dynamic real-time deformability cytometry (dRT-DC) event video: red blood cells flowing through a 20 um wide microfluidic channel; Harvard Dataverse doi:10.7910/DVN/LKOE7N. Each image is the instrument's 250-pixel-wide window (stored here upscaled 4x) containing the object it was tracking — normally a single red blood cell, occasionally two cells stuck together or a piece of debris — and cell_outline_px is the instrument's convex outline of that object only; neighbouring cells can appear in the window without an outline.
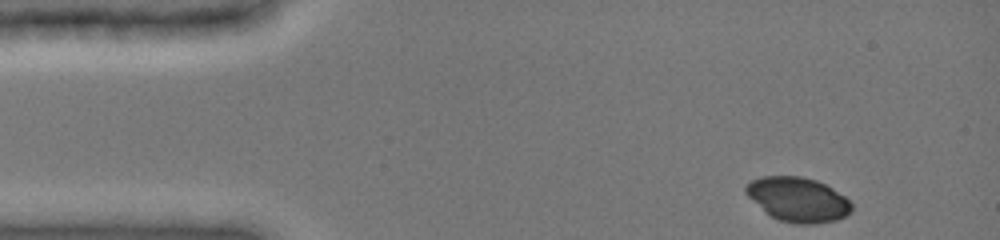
{"species": "common noctule bat (a hibernating species)", "species_latin": "Nyctalus noctula", "temperature_condition": "cold", "stored_images_in_passage": 39, "camera_frame_rate_fps": 3000, "um_per_image_px": 0.085, "animal": {"sex": "female", "body_mass_g": 19.0, "forearm_length_mm": 51.5}, "frame": {"image": 1, "passage_image": 1, "time_ms": 0.0, "image_size_px": [1000, 240], "cell_outline_px": [[852, 212], [836, 220], [816, 224], [792, 224], [780, 220], [764, 212], [744, 192], [744, 188], [752, 180], [764, 176], [800, 176], [816, 180], [832, 188], [844, 196], [852, 204]], "centroid_in_image_um": [67.82, 16.97], "position_along_channel_um": 17.2, "area_um2": 27.4}}
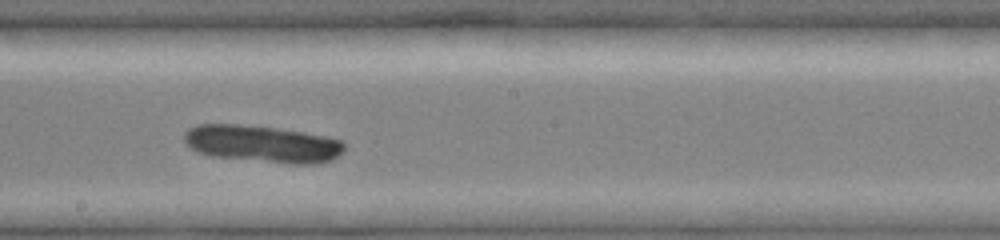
{"frame": {"image": 2, "passage_image": 23, "time_ms": 7.333, "image_size_px": [1000, 240], "cell_outline_px": [[348, 144], [344, 152], [332, 160], [316, 164], [288, 164], [208, 156], [184, 144], [184, 132], [188, 128], [196, 124], [236, 124], [276, 128], [324, 136], [344, 140]], "centroid_in_image_um": [22.33, 12.24], "position_along_channel_um": 225.9, "area_um2": 35.08}}
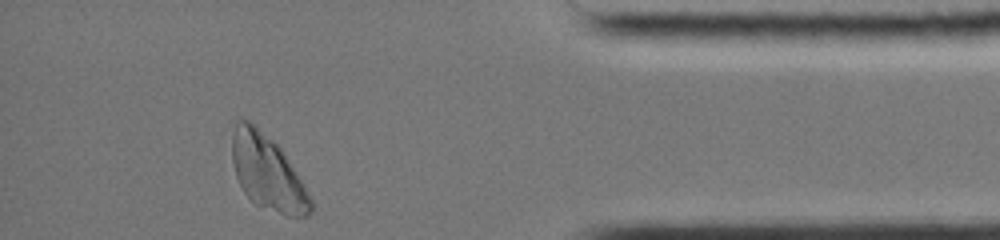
{"frame": {"image": 3, "passage_image": 39, "time_ms": 12.667, "image_size_px": [1000, 240], "cell_outline_px": [[312, 212], [308, 216], [284, 216], [256, 204], [244, 192], [236, 176], [232, 160], [232, 132], [236, 120], [248, 120], [272, 140], [280, 148], [304, 184], [312, 200]], "centroid_in_image_um": [22.74, 14.68], "position_along_channel_um": 412.5, "area_um2": 33.99}}